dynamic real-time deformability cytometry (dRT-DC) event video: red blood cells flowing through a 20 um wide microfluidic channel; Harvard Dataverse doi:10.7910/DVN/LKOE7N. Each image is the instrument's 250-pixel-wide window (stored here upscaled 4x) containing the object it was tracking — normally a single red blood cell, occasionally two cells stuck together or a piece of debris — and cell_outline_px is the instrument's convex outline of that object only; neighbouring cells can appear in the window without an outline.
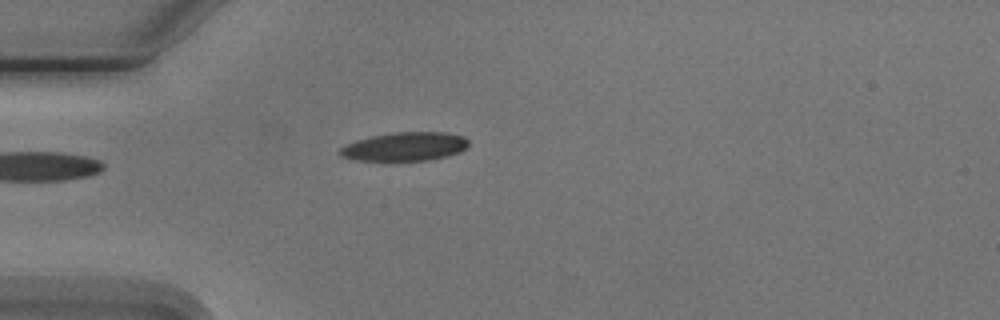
{"species": "Egyptian fruit bat (a non-hibernating species)", "species_latin": "Rousettus aegyptiacus", "temperature_condition": "cold", "stored_images_in_passage": 2, "camera_frame_rate_fps": 3000, "um_per_image_px": 0.085, "animal": {"sex": "male"}, "frame": {"image": 1, "passage_image": 1, "time_ms": 0.0, "image_size_px": [1000, 320], "cell_outline_px": [[468, 144], [460, 152], [448, 156], [428, 160], [356, 160], [340, 156], [340, 148], [356, 140], [372, 136], [392, 132], [444, 132], [464, 136], [468, 140]], "centroid_in_image_um": [34.43, 12.45], "position_along_channel_um": 50.6, "area_um2": 21.33}}